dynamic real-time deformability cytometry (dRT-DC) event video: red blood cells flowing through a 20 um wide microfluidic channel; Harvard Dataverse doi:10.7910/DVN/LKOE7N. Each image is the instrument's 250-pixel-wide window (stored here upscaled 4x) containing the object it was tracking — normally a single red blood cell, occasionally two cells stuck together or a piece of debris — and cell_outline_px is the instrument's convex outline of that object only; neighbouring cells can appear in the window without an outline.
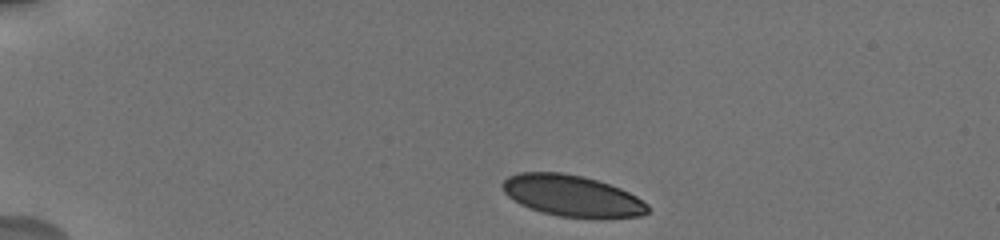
{"species": "human", "species_latin": "Homo sapiens", "temperature_condition": "cold", "stored_images_in_passage": 39, "camera_frame_rate_fps": 3000, "um_per_image_px": 0.085, "donor": {"sex": "male"}, "frame": {"image": 1, "passage_image": 1, "time_ms": 0.0, "image_size_px": [1000, 240], "cell_outline_px": [[648, 212], [640, 216], [560, 216], [540, 212], [520, 204], [508, 196], [504, 192], [500, 184], [508, 176], [520, 172], [560, 172], [584, 176], [620, 188], [636, 196], [648, 204]], "centroid_in_image_um": [48.56, 16.61], "position_along_channel_um": 36.4, "area_um2": 34.33}}
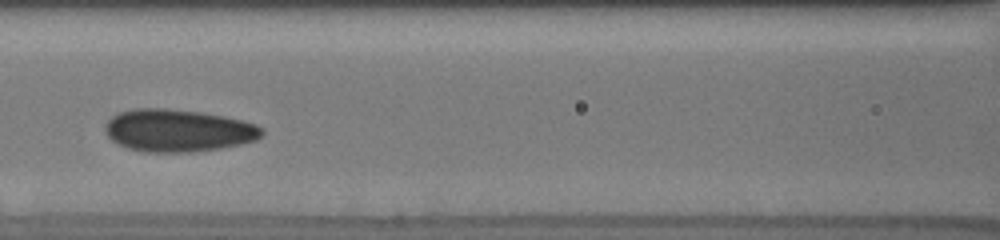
{"frame": {"image": 2, "passage_image": 14, "time_ms": 5.0, "image_size_px": [1000, 240], "cell_outline_px": [[264, 132], [256, 140], [240, 144], [220, 148], [188, 152], [148, 152], [128, 148], [112, 140], [104, 132], [104, 124], [116, 112], [132, 108], [168, 108], [200, 112], [224, 116], [244, 120], [256, 124], [264, 128]], "centroid_in_image_um": [15.12, 11.07], "position_along_channel_um": 151.5, "area_um2": 39.02}}
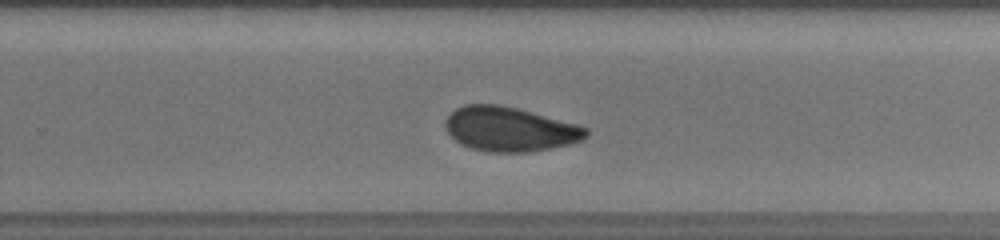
{"frame": {"image": 3, "passage_image": 24, "time_ms": 8.667, "image_size_px": [1000, 240], "cell_outline_px": [[588, 136], [584, 140], [572, 144], [552, 148], [528, 152], [488, 152], [472, 148], [460, 144], [448, 132], [444, 124], [444, 120], [456, 108], [464, 104], [500, 104], [516, 108], [576, 124], [588, 128]], "centroid_in_image_um": [43.34, 10.98], "position_along_channel_um": 286.5, "area_um2": 36.47}, "authors_computed_cell_mechanics": {"area_um2": 36.4718, "velocity_mm_per_s": 3.6973, "shape_relaxation_time_tau1_ms": 3.9193, "shape_relaxation_time_tau2_ms": 1.5485, "deformation_change_tau1": 0.1109, "deformation_change_tau2": 0.0561}}